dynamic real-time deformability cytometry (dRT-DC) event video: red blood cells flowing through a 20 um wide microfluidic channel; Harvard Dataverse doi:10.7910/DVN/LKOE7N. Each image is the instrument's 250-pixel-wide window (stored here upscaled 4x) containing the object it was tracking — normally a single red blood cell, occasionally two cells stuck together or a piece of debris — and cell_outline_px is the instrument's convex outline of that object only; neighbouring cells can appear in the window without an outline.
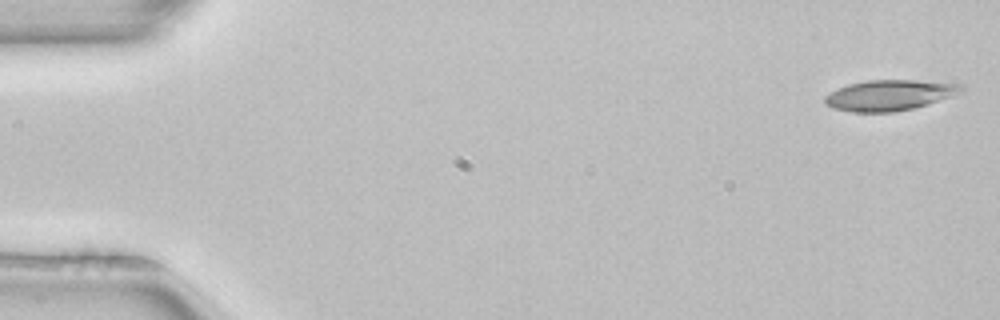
{"species": "common noctule bat (a hibernating species)", "species_latin": "Nyctalus noctula", "temperature_condition": "room temperature", "stored_images_in_passage": 51, "camera_frame_rate_fps": 3000, "um_per_image_px": 0.085, "animal": {"sex": "female", "body_mass_g": 22.7, "forearm_length_mm": 54.2}, "frame": {"image": 1, "passage_image": 1, "time_ms": 0.0, "image_size_px": [1000, 320], "cell_outline_px": [[964, 88], [960, 92], [952, 96], [912, 108], [892, 112], [852, 112], [832, 108], [824, 104], [824, 96], [848, 84], [868, 80], [916, 80], [960, 84]], "centroid_in_image_um": [75.56, 8.09], "position_along_channel_um": 9.4, "area_um2": 24.04}}
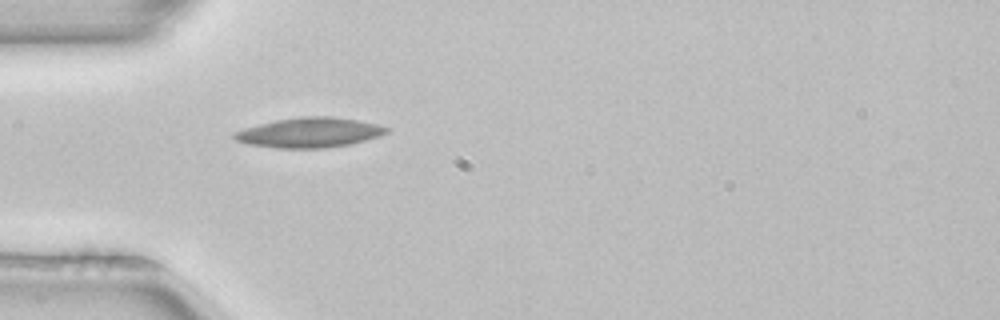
{"frame": {"image": 2, "passage_image": 15, "time_ms": 4.667, "image_size_px": [1000, 320], "cell_outline_px": [[392, 128], [388, 132], [380, 136], [348, 144], [324, 148], [276, 148], [248, 144], [236, 140], [232, 136], [232, 132], [244, 128], [276, 120], [304, 116], [332, 116], [360, 120]], "centroid_in_image_um": [26.31, 11.26], "position_along_channel_um": 58.7, "area_um2": 26.53}}
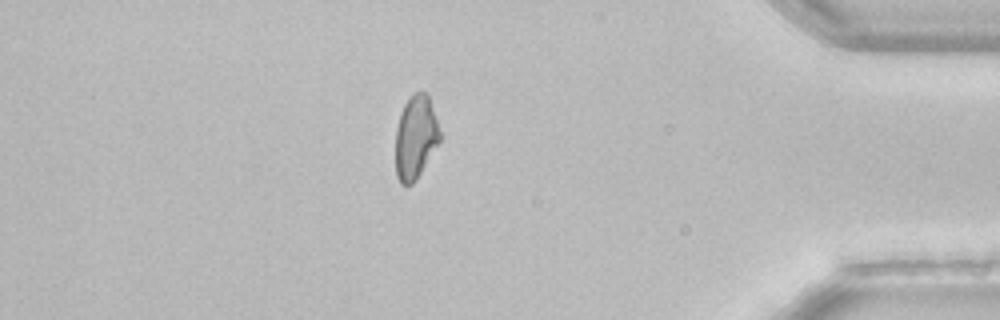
{"frame": {"image": 3, "passage_image": 44, "time_ms": 14.333, "image_size_px": [1000, 320], "cell_outline_px": [[440, 140], [416, 180], [412, 184], [400, 184], [396, 176], [396, 128], [400, 112], [404, 104], [416, 92], [428, 92], [440, 132]], "centroid_in_image_um": [35.31, 11.67], "position_along_channel_um": 399.9, "area_um2": 21.39}, "authors_computed_cell_mechanics": {"area_um2": 23.3512, "velocity_mm_per_s": 3.9818, "shape_relaxation_time_tau1_ms": 11.2019, "shape_relaxation_time_tau2_ms": null, "deformation_change_tau1": 0.2222, "deformation_change_tau2": null}}